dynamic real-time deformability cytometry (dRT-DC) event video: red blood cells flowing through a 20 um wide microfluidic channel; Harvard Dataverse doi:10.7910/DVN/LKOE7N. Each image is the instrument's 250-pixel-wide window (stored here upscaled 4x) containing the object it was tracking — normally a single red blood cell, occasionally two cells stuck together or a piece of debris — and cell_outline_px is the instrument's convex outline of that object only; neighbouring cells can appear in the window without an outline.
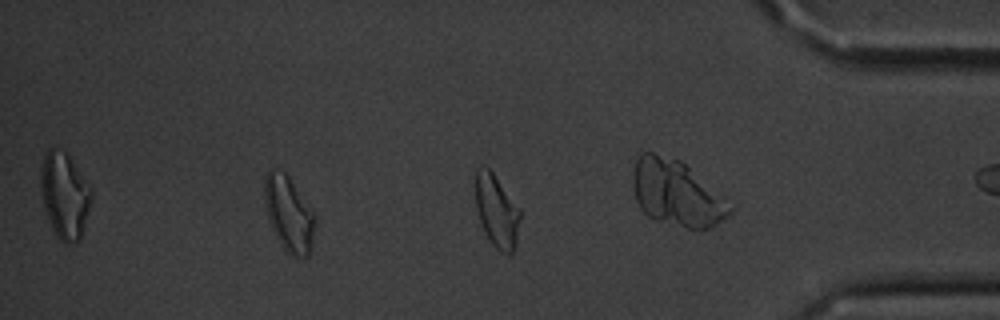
{"species": "common noctule bat (a hibernating species)", "species_latin": "Nyctalus noctula", "temperature_condition": "cold", "stored_images_in_passage": 33, "segment_of_instrument_passage": [2, 2], "camera_frame_rate_fps": 3000, "um_per_image_px": 0.085, "animal": {"sex": "male", "body_mass_g": 20.1, "forearm_length_mm": 53.5}, "frame": {"image": 1, "passage_image": 33, "time_ms": 10.667, "image_size_px": [1000, 320], "cell_outline_px": [[520, 220], [516, 240], [512, 252], [508, 256], [496, 248], [492, 244], [480, 220], [476, 208], [476, 168], [488, 168], [492, 172], [520, 208]], "centroid_in_image_um": [42.23, 17.95], "position_along_channel_um": 393.0, "area_um2": 18.44}}